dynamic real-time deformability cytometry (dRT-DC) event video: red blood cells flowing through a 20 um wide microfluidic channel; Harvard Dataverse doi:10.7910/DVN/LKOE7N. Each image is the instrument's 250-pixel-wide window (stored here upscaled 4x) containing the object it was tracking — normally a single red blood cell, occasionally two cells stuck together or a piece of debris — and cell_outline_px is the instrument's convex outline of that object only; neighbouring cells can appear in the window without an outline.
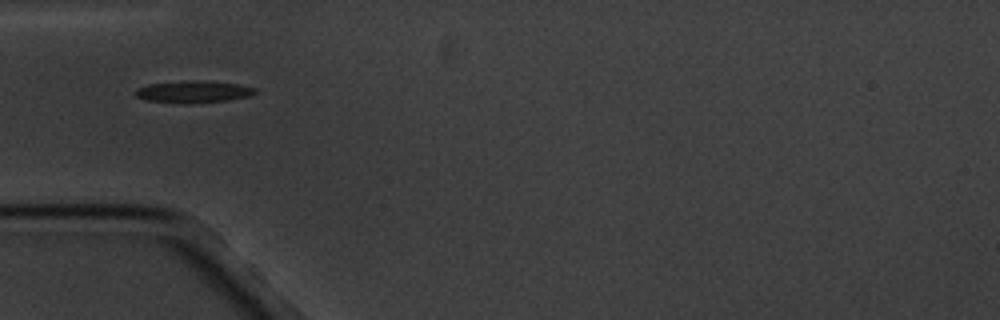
{"species": "common noctule bat (a hibernating species)", "species_latin": "Nyctalus noctula", "temperature_condition": "cold", "stored_images_in_passage": 5, "camera_frame_rate_fps": 3000, "um_per_image_px": 0.085, "animal": {"sex": "male", "body_mass_g": 20.1, "forearm_length_mm": 53.5}, "frame": {"image": 1, "passage_image": 1, "time_ms": 0.0, "image_size_px": [1000, 320], "cell_outline_px": [[256, 92], [248, 96], [228, 100], [184, 104], [180, 104], [144, 100], [136, 96], [132, 92], [136, 88], [148, 84], [196, 80], [236, 84], [256, 88]], "centroid_in_image_um": [16.35, 7.81], "position_along_channel_um": 68.7, "area_um2": 15.32}}
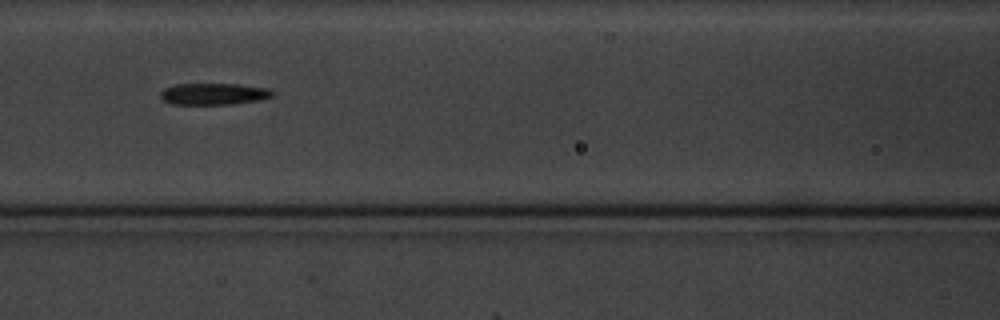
{"frame": {"image": 2, "passage_image": 3, "time_ms": 2.333, "image_size_px": [1000, 320], "cell_outline_px": [[272, 96], [260, 100], [232, 104], [172, 104], [164, 100], [160, 96], [160, 92], [164, 88], [176, 84], [236, 84], [268, 88], [272, 92]], "centroid_in_image_um": [18.14, 7.98], "position_along_channel_um": 148.5, "area_um2": 13.99}}
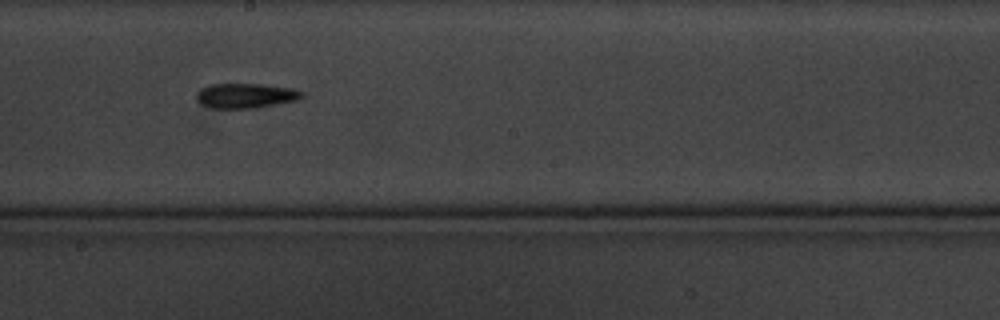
{"frame": {"image": 3, "passage_image": 5, "time_ms": 4.667, "image_size_px": [1000, 320], "cell_outline_px": [[304, 96], [300, 100], [256, 108], [212, 108], [200, 104], [196, 100], [196, 92], [200, 88], [208, 84], [260, 84], [292, 88], [304, 92]], "centroid_in_image_um": [20.88, 8.13], "position_along_channel_um": 227.3, "area_um2": 15.55}}